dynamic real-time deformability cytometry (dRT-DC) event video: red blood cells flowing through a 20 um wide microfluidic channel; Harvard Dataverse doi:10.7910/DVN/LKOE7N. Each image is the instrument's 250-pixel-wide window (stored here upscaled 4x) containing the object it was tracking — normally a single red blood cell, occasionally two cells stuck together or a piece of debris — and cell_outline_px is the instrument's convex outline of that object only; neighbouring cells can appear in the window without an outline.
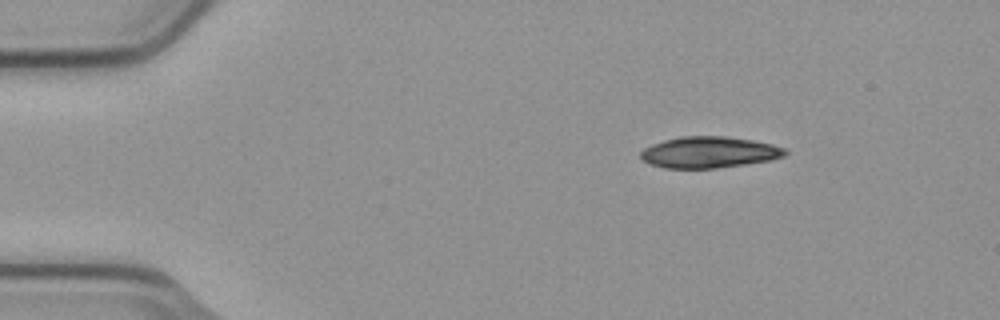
{"species": "common noctule bat (a hibernating species)", "species_latin": "Nyctalus noctula", "temperature_condition": "cold", "stored_images_in_passage": 3, "camera_frame_rate_fps": 3000, "um_per_image_px": 0.085, "animal": {"sex": "male", "body_mass_g": 23.1, "forearm_length_mm": 52.7}, "frame": {"image": 1, "passage_image": 1, "time_ms": 0.0, "image_size_px": [1000, 320], "cell_outline_px": [[788, 152], [784, 156], [772, 160], [716, 168], [664, 168], [640, 160], [640, 152], [644, 148], [652, 144], [664, 140], [680, 136], [724, 136], [752, 140], [772, 144], [784, 148]], "centroid_in_image_um": [60.26, 12.94], "position_along_channel_um": 24.7, "area_um2": 26.36}}